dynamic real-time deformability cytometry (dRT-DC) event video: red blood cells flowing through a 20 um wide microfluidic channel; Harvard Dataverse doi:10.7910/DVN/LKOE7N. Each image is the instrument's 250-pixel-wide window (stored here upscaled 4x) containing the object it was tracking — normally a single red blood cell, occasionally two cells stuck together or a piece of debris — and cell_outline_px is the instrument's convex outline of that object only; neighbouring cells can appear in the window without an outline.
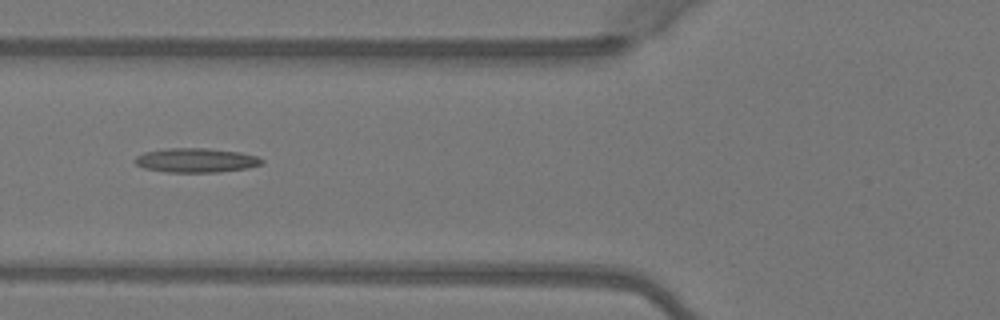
{"species": "Egyptian fruit bat (a non-hibernating species)", "species_latin": "Rousettus aegyptiacus", "temperature_condition": "warm", "stored_images_in_passage": 5, "camera_frame_rate_fps": 3000, "um_per_image_px": 0.085, "animal": {"sex": "female"}, "frame": {"image": 1, "passage_image": 5, "time_ms": 1.333, "image_size_px": [1000, 320], "cell_outline_px": [[264, 164], [248, 168], [220, 172], [168, 172], [144, 168], [136, 164], [132, 160], [136, 156], [144, 152], [164, 148], [208, 148], [240, 152], [256, 156], [264, 160]], "centroid_in_image_um": [16.66, 13.62], "position_along_channel_um": 109.1, "area_um2": 18.15}}